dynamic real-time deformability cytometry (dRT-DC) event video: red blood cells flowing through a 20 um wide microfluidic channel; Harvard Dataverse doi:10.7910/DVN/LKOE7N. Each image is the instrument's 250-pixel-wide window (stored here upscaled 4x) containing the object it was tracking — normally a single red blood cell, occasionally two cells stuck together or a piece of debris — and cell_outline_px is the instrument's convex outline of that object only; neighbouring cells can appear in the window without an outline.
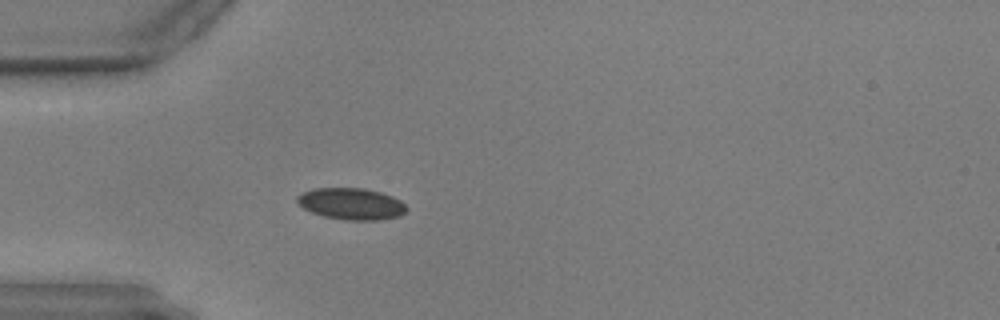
{"species": "common noctule bat (a hibernating species)", "species_latin": "Nyctalus noctula", "temperature_condition": "warm", "stored_images_in_passage": 42, "camera_frame_rate_fps": 3000, "um_per_image_px": 0.085, "animal": {"sex": "male", "body_mass_g": 17.9, "forearm_length_mm": 54.2}, "frame": {"image": 1, "passage_image": 1, "time_ms": 0.0, "image_size_px": [1000, 320], "cell_outline_px": [[408, 208], [400, 216], [380, 220], [344, 220], [324, 216], [312, 212], [304, 208], [296, 200], [296, 196], [312, 188], [364, 188], [380, 192], [392, 196], [400, 200]], "centroid_in_image_um": [29.87, 17.32], "position_along_channel_um": 55.1, "area_um2": 20.11}}
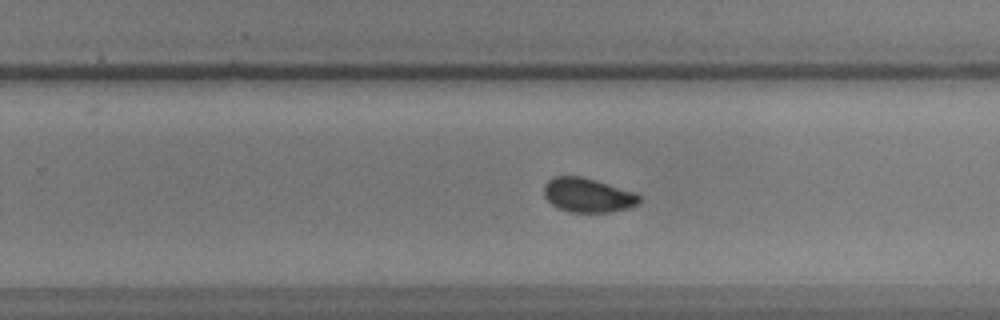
{"frame": {"image": 2, "passage_image": 21, "time_ms": 6.667, "image_size_px": [1000, 320], "cell_outline_px": [[640, 200], [636, 204], [628, 208], [612, 212], [572, 212], [560, 208], [552, 204], [544, 196], [544, 184], [548, 180], [556, 176], [584, 176], [636, 192], [640, 196]], "centroid_in_image_um": [49.97, 16.57], "position_along_channel_um": 279.8, "area_um2": 19.07}}
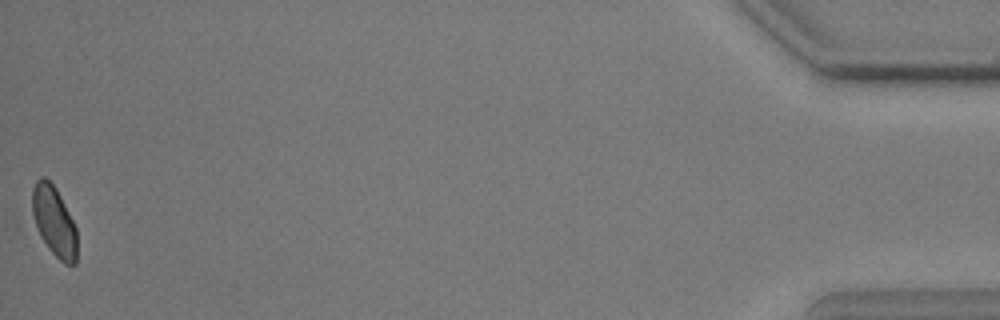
{"frame": {"image": 3, "passage_image": 42, "time_ms": 13.667, "image_size_px": [1000, 320], "cell_outline_px": [[76, 264], [64, 264], [48, 248], [40, 236], [36, 228], [32, 212], [32, 188], [36, 180], [40, 176], [44, 176], [56, 188], [76, 228]], "centroid_in_image_um": [4.57, 18.8], "position_along_channel_um": 430.6, "area_um2": 18.15}}